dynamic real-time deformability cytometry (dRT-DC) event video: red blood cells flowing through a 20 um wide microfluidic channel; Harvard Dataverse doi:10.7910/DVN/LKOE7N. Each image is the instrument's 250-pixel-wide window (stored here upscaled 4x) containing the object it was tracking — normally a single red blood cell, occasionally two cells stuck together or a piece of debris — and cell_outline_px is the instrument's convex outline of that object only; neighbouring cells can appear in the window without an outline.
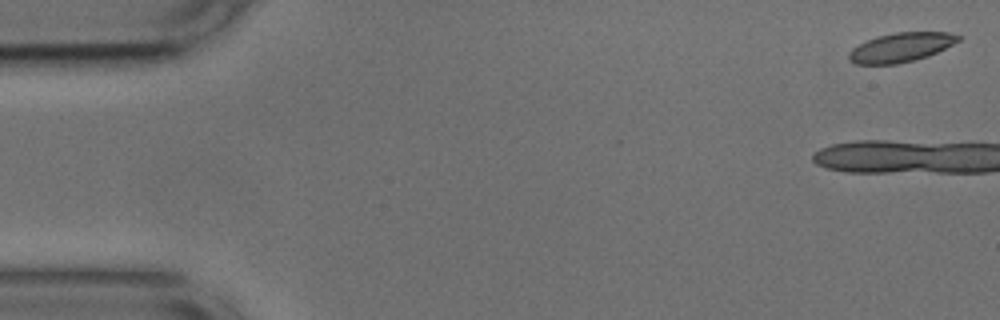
{"species": "common noctule bat (a hibernating species)", "species_latin": "Nyctalus noctula", "temperature_condition": "cold", "stored_images_in_passage": 11, "camera_frame_rate_fps": 3000, "um_per_image_px": 0.085, "animal": {"sex": "male", "body_mass_g": 17.9, "forearm_length_mm": 54.2}, "frame": {"image": 1, "passage_image": 1, "time_ms": 0.0, "image_size_px": [1000, 320], "cell_outline_px": [[960, 40], [928, 56], [896, 64], [856, 64], [848, 60], [848, 52], [852, 48], [876, 36], [896, 32], [948, 32], [960, 36]], "centroid_in_image_um": [76.54, 4.02], "position_along_channel_um": 8.5, "area_um2": 18.44}}